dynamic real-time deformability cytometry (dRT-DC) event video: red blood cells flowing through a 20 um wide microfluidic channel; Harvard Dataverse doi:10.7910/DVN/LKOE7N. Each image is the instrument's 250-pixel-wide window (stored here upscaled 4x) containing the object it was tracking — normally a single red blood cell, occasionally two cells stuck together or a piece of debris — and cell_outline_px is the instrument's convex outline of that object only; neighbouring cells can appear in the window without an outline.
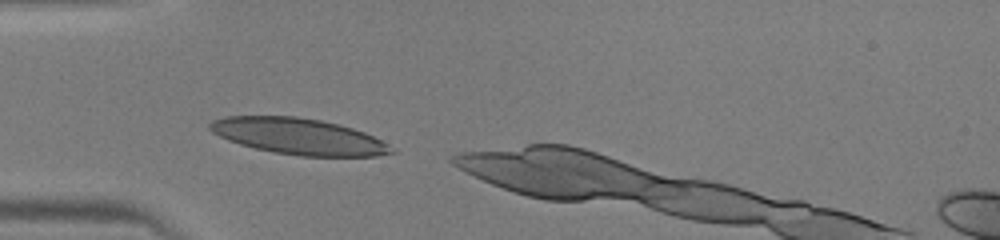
{"species": "human", "species_latin": "Homo sapiens", "temperature_condition": "warm", "stored_images_in_passage": 33, "camera_frame_rate_fps": 3000, "um_per_image_px": 0.085, "donor": {"sex": "male"}, "frame": {"image": 1, "passage_image": 1, "time_ms": 0.0, "image_size_px": [1000, 240], "cell_outline_px": [[396, 152], [376, 156], [300, 156], [272, 152], [240, 144], [228, 140], [212, 132], [208, 128], [208, 124], [212, 120], [224, 116], [296, 116], [320, 120], [352, 128], [364, 132], [388, 144]], "centroid_in_image_um": [25.34, 11.59], "position_along_channel_um": 59.7, "area_um2": 38.09}}
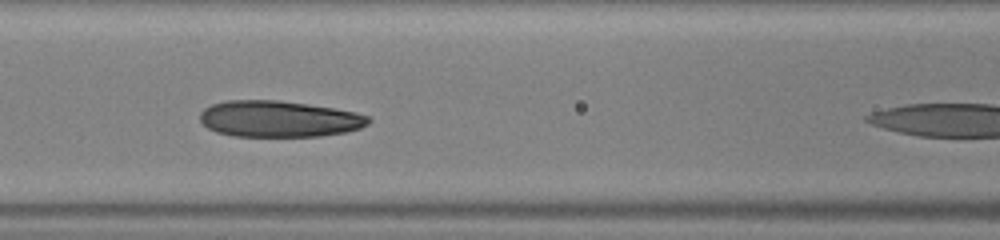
{"frame": {"image": 2, "passage_image": 7, "time_ms": 2.0, "image_size_px": [1000, 240], "cell_outline_px": [[372, 120], [368, 124], [360, 128], [344, 132], [320, 136], [232, 136], [216, 132], [208, 128], [200, 120], [200, 112], [204, 108], [212, 104], [224, 100], [276, 100], [308, 104], [356, 112], [368, 116]], "centroid_in_image_um": [23.69, 10.1], "position_along_channel_um": 142.9, "area_um2": 35.66}}
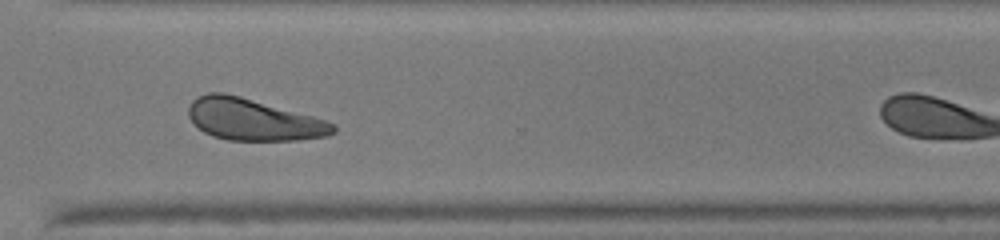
{"frame": {"image": 3, "passage_image": 21, "time_ms": 6.667, "image_size_px": [1000, 240], "cell_outline_px": [[336, 132], [328, 136], [296, 140], [228, 140], [212, 136], [204, 132], [188, 116], [188, 108], [192, 100], [196, 96], [208, 92], [224, 92], [240, 96], [312, 116], [336, 124]], "centroid_in_image_um": [21.52, 10.16], "position_along_channel_um": 349.1, "area_um2": 35.03}}